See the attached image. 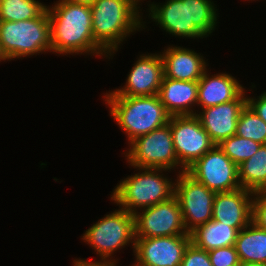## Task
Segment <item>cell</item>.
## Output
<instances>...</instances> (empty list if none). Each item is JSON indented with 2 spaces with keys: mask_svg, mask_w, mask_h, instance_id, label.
<instances>
[{
  "mask_svg": "<svg viewBox=\"0 0 266 266\" xmlns=\"http://www.w3.org/2000/svg\"><path fill=\"white\" fill-rule=\"evenodd\" d=\"M47 11L53 53L108 56L93 37L91 5L58 0Z\"/></svg>",
  "mask_w": 266,
  "mask_h": 266,
  "instance_id": "6da1fadb",
  "label": "cell"
},
{
  "mask_svg": "<svg viewBox=\"0 0 266 266\" xmlns=\"http://www.w3.org/2000/svg\"><path fill=\"white\" fill-rule=\"evenodd\" d=\"M148 6L149 17L174 36L203 39L217 24V9L211 0H167Z\"/></svg>",
  "mask_w": 266,
  "mask_h": 266,
  "instance_id": "7a4b0ae2",
  "label": "cell"
},
{
  "mask_svg": "<svg viewBox=\"0 0 266 266\" xmlns=\"http://www.w3.org/2000/svg\"><path fill=\"white\" fill-rule=\"evenodd\" d=\"M132 0H95L91 4L94 40L111 56L130 34L145 25Z\"/></svg>",
  "mask_w": 266,
  "mask_h": 266,
  "instance_id": "3957f363",
  "label": "cell"
},
{
  "mask_svg": "<svg viewBox=\"0 0 266 266\" xmlns=\"http://www.w3.org/2000/svg\"><path fill=\"white\" fill-rule=\"evenodd\" d=\"M112 118L125 131L128 143L168 124L170 115L158 95L105 96Z\"/></svg>",
  "mask_w": 266,
  "mask_h": 266,
  "instance_id": "277c9868",
  "label": "cell"
},
{
  "mask_svg": "<svg viewBox=\"0 0 266 266\" xmlns=\"http://www.w3.org/2000/svg\"><path fill=\"white\" fill-rule=\"evenodd\" d=\"M137 170H140L139 173L120 181L113 190L111 200L119 208L135 214L139 208L152 207L175 196L176 182L162 174L168 170L143 167Z\"/></svg>",
  "mask_w": 266,
  "mask_h": 266,
  "instance_id": "5b68a950",
  "label": "cell"
},
{
  "mask_svg": "<svg viewBox=\"0 0 266 266\" xmlns=\"http://www.w3.org/2000/svg\"><path fill=\"white\" fill-rule=\"evenodd\" d=\"M0 49L7 61L46 51L52 52L47 9L30 20H0Z\"/></svg>",
  "mask_w": 266,
  "mask_h": 266,
  "instance_id": "8992f818",
  "label": "cell"
},
{
  "mask_svg": "<svg viewBox=\"0 0 266 266\" xmlns=\"http://www.w3.org/2000/svg\"><path fill=\"white\" fill-rule=\"evenodd\" d=\"M82 237L99 254L100 260L117 262L110 257L116 250L130 242L134 248V214L122 208L115 210L88 228Z\"/></svg>",
  "mask_w": 266,
  "mask_h": 266,
  "instance_id": "52a82bcc",
  "label": "cell"
},
{
  "mask_svg": "<svg viewBox=\"0 0 266 266\" xmlns=\"http://www.w3.org/2000/svg\"><path fill=\"white\" fill-rule=\"evenodd\" d=\"M126 151V160L134 168H162L171 171L180 166L179 172L186 169L179 163L173 145L170 125L135 138Z\"/></svg>",
  "mask_w": 266,
  "mask_h": 266,
  "instance_id": "ba28073f",
  "label": "cell"
},
{
  "mask_svg": "<svg viewBox=\"0 0 266 266\" xmlns=\"http://www.w3.org/2000/svg\"><path fill=\"white\" fill-rule=\"evenodd\" d=\"M186 172L215 193L230 192L241 188L238 166L215 145L197 159Z\"/></svg>",
  "mask_w": 266,
  "mask_h": 266,
  "instance_id": "9c48e42d",
  "label": "cell"
},
{
  "mask_svg": "<svg viewBox=\"0 0 266 266\" xmlns=\"http://www.w3.org/2000/svg\"><path fill=\"white\" fill-rule=\"evenodd\" d=\"M177 197L185 228L188 233L212 220L215 192L195 180L186 171L179 172L175 179Z\"/></svg>",
  "mask_w": 266,
  "mask_h": 266,
  "instance_id": "30bf717a",
  "label": "cell"
},
{
  "mask_svg": "<svg viewBox=\"0 0 266 266\" xmlns=\"http://www.w3.org/2000/svg\"><path fill=\"white\" fill-rule=\"evenodd\" d=\"M134 214L135 237H161L190 234L187 232L176 196Z\"/></svg>",
  "mask_w": 266,
  "mask_h": 266,
  "instance_id": "8fae6325",
  "label": "cell"
},
{
  "mask_svg": "<svg viewBox=\"0 0 266 266\" xmlns=\"http://www.w3.org/2000/svg\"><path fill=\"white\" fill-rule=\"evenodd\" d=\"M168 124L177 159L185 169L215 146L196 115L171 116Z\"/></svg>",
  "mask_w": 266,
  "mask_h": 266,
  "instance_id": "7c38bea8",
  "label": "cell"
},
{
  "mask_svg": "<svg viewBox=\"0 0 266 266\" xmlns=\"http://www.w3.org/2000/svg\"><path fill=\"white\" fill-rule=\"evenodd\" d=\"M190 243V234L135 237L133 252L136 263L132 266H180Z\"/></svg>",
  "mask_w": 266,
  "mask_h": 266,
  "instance_id": "4fadbf2b",
  "label": "cell"
},
{
  "mask_svg": "<svg viewBox=\"0 0 266 266\" xmlns=\"http://www.w3.org/2000/svg\"><path fill=\"white\" fill-rule=\"evenodd\" d=\"M128 74L126 85L104 96H152L158 95L164 76L163 60L158 54L140 55Z\"/></svg>",
  "mask_w": 266,
  "mask_h": 266,
  "instance_id": "5bb4252c",
  "label": "cell"
},
{
  "mask_svg": "<svg viewBox=\"0 0 266 266\" xmlns=\"http://www.w3.org/2000/svg\"><path fill=\"white\" fill-rule=\"evenodd\" d=\"M244 91L237 99L216 106L203 108L196 116L215 145L236 135L237 121L247 105Z\"/></svg>",
  "mask_w": 266,
  "mask_h": 266,
  "instance_id": "9a60e30c",
  "label": "cell"
},
{
  "mask_svg": "<svg viewBox=\"0 0 266 266\" xmlns=\"http://www.w3.org/2000/svg\"><path fill=\"white\" fill-rule=\"evenodd\" d=\"M254 192L239 188L216 193L213 200L212 219L227 224L237 231L252 222Z\"/></svg>",
  "mask_w": 266,
  "mask_h": 266,
  "instance_id": "2e32d148",
  "label": "cell"
},
{
  "mask_svg": "<svg viewBox=\"0 0 266 266\" xmlns=\"http://www.w3.org/2000/svg\"><path fill=\"white\" fill-rule=\"evenodd\" d=\"M160 55L163 60L164 77L167 78L198 81L207 70L204 57L194 50L170 46Z\"/></svg>",
  "mask_w": 266,
  "mask_h": 266,
  "instance_id": "e0dca14e",
  "label": "cell"
},
{
  "mask_svg": "<svg viewBox=\"0 0 266 266\" xmlns=\"http://www.w3.org/2000/svg\"><path fill=\"white\" fill-rule=\"evenodd\" d=\"M207 70L198 80L197 106L208 108L237 99L245 90L237 79L228 73L209 76Z\"/></svg>",
  "mask_w": 266,
  "mask_h": 266,
  "instance_id": "ac0fdd59",
  "label": "cell"
},
{
  "mask_svg": "<svg viewBox=\"0 0 266 266\" xmlns=\"http://www.w3.org/2000/svg\"><path fill=\"white\" fill-rule=\"evenodd\" d=\"M159 99L170 116L196 115L191 109L198 99V81L162 78Z\"/></svg>",
  "mask_w": 266,
  "mask_h": 266,
  "instance_id": "d6986e66",
  "label": "cell"
},
{
  "mask_svg": "<svg viewBox=\"0 0 266 266\" xmlns=\"http://www.w3.org/2000/svg\"><path fill=\"white\" fill-rule=\"evenodd\" d=\"M238 231L220 221L210 220L190 232L191 243L202 250L235 245Z\"/></svg>",
  "mask_w": 266,
  "mask_h": 266,
  "instance_id": "ffe728a7",
  "label": "cell"
},
{
  "mask_svg": "<svg viewBox=\"0 0 266 266\" xmlns=\"http://www.w3.org/2000/svg\"><path fill=\"white\" fill-rule=\"evenodd\" d=\"M235 248L240 263H266V230L252 221L238 231Z\"/></svg>",
  "mask_w": 266,
  "mask_h": 266,
  "instance_id": "44dd1931",
  "label": "cell"
},
{
  "mask_svg": "<svg viewBox=\"0 0 266 266\" xmlns=\"http://www.w3.org/2000/svg\"><path fill=\"white\" fill-rule=\"evenodd\" d=\"M238 179L242 188L252 192L266 190V144L238 165Z\"/></svg>",
  "mask_w": 266,
  "mask_h": 266,
  "instance_id": "7402d4cb",
  "label": "cell"
},
{
  "mask_svg": "<svg viewBox=\"0 0 266 266\" xmlns=\"http://www.w3.org/2000/svg\"><path fill=\"white\" fill-rule=\"evenodd\" d=\"M47 6L38 0H0V20L25 21L40 16Z\"/></svg>",
  "mask_w": 266,
  "mask_h": 266,
  "instance_id": "603a6c76",
  "label": "cell"
},
{
  "mask_svg": "<svg viewBox=\"0 0 266 266\" xmlns=\"http://www.w3.org/2000/svg\"><path fill=\"white\" fill-rule=\"evenodd\" d=\"M236 135L266 144V122L246 105L237 121Z\"/></svg>",
  "mask_w": 266,
  "mask_h": 266,
  "instance_id": "cb8c5ba5",
  "label": "cell"
},
{
  "mask_svg": "<svg viewBox=\"0 0 266 266\" xmlns=\"http://www.w3.org/2000/svg\"><path fill=\"white\" fill-rule=\"evenodd\" d=\"M218 146L238 166L252 157L261 144L251 139L233 135L223 140Z\"/></svg>",
  "mask_w": 266,
  "mask_h": 266,
  "instance_id": "d4e9b609",
  "label": "cell"
},
{
  "mask_svg": "<svg viewBox=\"0 0 266 266\" xmlns=\"http://www.w3.org/2000/svg\"><path fill=\"white\" fill-rule=\"evenodd\" d=\"M213 266H237L240 263L235 245L208 251Z\"/></svg>",
  "mask_w": 266,
  "mask_h": 266,
  "instance_id": "484cf974",
  "label": "cell"
},
{
  "mask_svg": "<svg viewBox=\"0 0 266 266\" xmlns=\"http://www.w3.org/2000/svg\"><path fill=\"white\" fill-rule=\"evenodd\" d=\"M180 266H213L208 251L199 249L192 243L186 248Z\"/></svg>",
  "mask_w": 266,
  "mask_h": 266,
  "instance_id": "4316f807",
  "label": "cell"
},
{
  "mask_svg": "<svg viewBox=\"0 0 266 266\" xmlns=\"http://www.w3.org/2000/svg\"><path fill=\"white\" fill-rule=\"evenodd\" d=\"M252 221L266 230V190L254 192Z\"/></svg>",
  "mask_w": 266,
  "mask_h": 266,
  "instance_id": "83f0119b",
  "label": "cell"
},
{
  "mask_svg": "<svg viewBox=\"0 0 266 266\" xmlns=\"http://www.w3.org/2000/svg\"><path fill=\"white\" fill-rule=\"evenodd\" d=\"M247 105L266 122V92L262 93L258 98L247 97Z\"/></svg>",
  "mask_w": 266,
  "mask_h": 266,
  "instance_id": "f1b7e54d",
  "label": "cell"
},
{
  "mask_svg": "<svg viewBox=\"0 0 266 266\" xmlns=\"http://www.w3.org/2000/svg\"><path fill=\"white\" fill-rule=\"evenodd\" d=\"M117 262L114 261H106V260H101V261H86L83 259H79V260H74L73 261V266H116Z\"/></svg>",
  "mask_w": 266,
  "mask_h": 266,
  "instance_id": "f546056e",
  "label": "cell"
},
{
  "mask_svg": "<svg viewBox=\"0 0 266 266\" xmlns=\"http://www.w3.org/2000/svg\"><path fill=\"white\" fill-rule=\"evenodd\" d=\"M61 1H69V2H73V3H81V4L91 5L95 0H61Z\"/></svg>",
  "mask_w": 266,
  "mask_h": 266,
  "instance_id": "4dcf8cb0",
  "label": "cell"
},
{
  "mask_svg": "<svg viewBox=\"0 0 266 266\" xmlns=\"http://www.w3.org/2000/svg\"><path fill=\"white\" fill-rule=\"evenodd\" d=\"M244 266H266V263H258V262H250V263H244Z\"/></svg>",
  "mask_w": 266,
  "mask_h": 266,
  "instance_id": "1f68e13d",
  "label": "cell"
},
{
  "mask_svg": "<svg viewBox=\"0 0 266 266\" xmlns=\"http://www.w3.org/2000/svg\"><path fill=\"white\" fill-rule=\"evenodd\" d=\"M1 60L5 61V60H7V59H6L5 56L2 54L1 49H0V61H1Z\"/></svg>",
  "mask_w": 266,
  "mask_h": 266,
  "instance_id": "d6a6232c",
  "label": "cell"
},
{
  "mask_svg": "<svg viewBox=\"0 0 266 266\" xmlns=\"http://www.w3.org/2000/svg\"><path fill=\"white\" fill-rule=\"evenodd\" d=\"M136 5H138L139 4V2L140 1H142V0H132Z\"/></svg>",
  "mask_w": 266,
  "mask_h": 266,
  "instance_id": "836d02e7",
  "label": "cell"
},
{
  "mask_svg": "<svg viewBox=\"0 0 266 266\" xmlns=\"http://www.w3.org/2000/svg\"><path fill=\"white\" fill-rule=\"evenodd\" d=\"M237 266H244V263H239Z\"/></svg>",
  "mask_w": 266,
  "mask_h": 266,
  "instance_id": "e575fe53",
  "label": "cell"
}]
</instances>
